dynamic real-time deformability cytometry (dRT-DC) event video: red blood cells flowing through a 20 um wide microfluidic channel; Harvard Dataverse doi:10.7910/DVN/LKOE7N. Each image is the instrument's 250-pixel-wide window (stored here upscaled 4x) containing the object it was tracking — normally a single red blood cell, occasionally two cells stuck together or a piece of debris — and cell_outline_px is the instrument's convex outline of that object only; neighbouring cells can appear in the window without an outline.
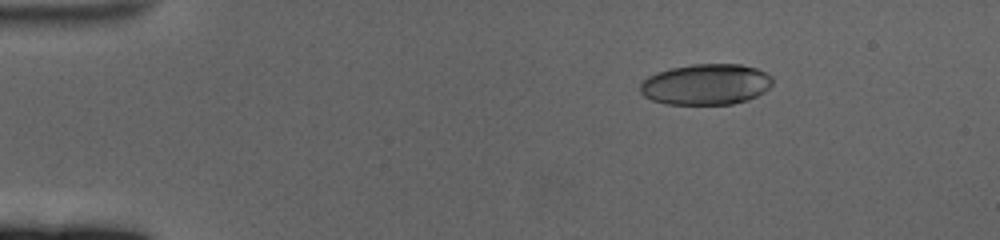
{"species": "human", "species_latin": "Homo sapiens", "temperature_condition": "cold", "stored_images_in_passage": 61, "camera_frame_rate_fps": 3000, "um_per_image_px": 0.085, "donor": {"sex": "female"}, "frame": {"image": 1, "passage_image": 10, "time_ms": 3.0, "image_size_px": [1000, 240], "cell_outline_px": [[772, 84], [764, 92], [748, 100], [732, 104], [664, 104], [652, 100], [644, 96], [640, 92], [640, 84], [648, 76], [656, 72], [672, 68], [692, 64], [740, 64], [756, 68], [772, 76]], "centroid_in_image_um": [60.0, 7.17], "position_along_channel_um": 25.0, "area_um2": 31.62}}
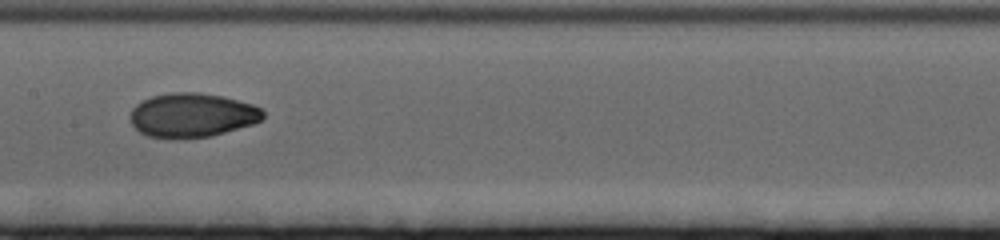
{"frame": {"image": 2, "passage_image": 32, "time_ms": 10.333, "image_size_px": [1000, 240], "cell_outline_px": [[264, 116], [256, 124], [212, 136], [176, 140], [148, 136], [140, 132], [132, 124], [128, 116], [132, 108], [136, 104], [152, 96], [172, 92], [200, 92], [224, 96], [252, 104], [260, 108], [264, 112]], "centroid_in_image_um": [16.33, 9.81], "position_along_channel_um": 191.1, "area_um2": 34.8}}
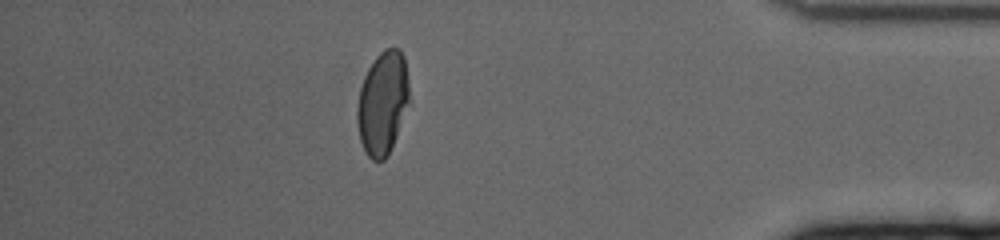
{"frame": {"image": 3, "passage_image": 54, "time_ms": 17.667, "image_size_px": [1000, 240], "cell_outline_px": [[408, 100], [396, 136], [388, 156], [384, 160], [372, 160], [368, 156], [360, 140], [356, 120], [356, 108], [360, 88], [364, 76], [368, 68], [376, 56], [384, 48], [400, 48], [404, 56], [408, 80]], "centroid_in_image_um": [32.49, 8.73], "position_along_channel_um": 402.7, "area_um2": 31.1}, "authors_computed_cell_mechanics": {"area_um2": 32.4836, "velocity_mm_per_s": 3.3823, "shape_relaxation_time_tau1_ms": 8.7186, "shape_relaxation_time_tau2_ms": 1.3917, "deformation_change_tau1": 0.2329, "deformation_change_tau2": 0.0397}}